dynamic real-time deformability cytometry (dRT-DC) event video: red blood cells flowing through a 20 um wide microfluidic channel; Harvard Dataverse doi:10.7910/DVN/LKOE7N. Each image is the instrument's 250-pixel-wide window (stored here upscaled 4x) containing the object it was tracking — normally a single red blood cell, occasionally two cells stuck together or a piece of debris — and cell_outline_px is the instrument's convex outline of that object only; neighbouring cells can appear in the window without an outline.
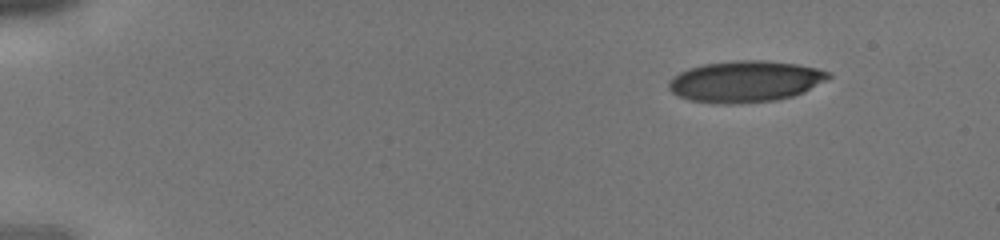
{"species": "human", "species_latin": "Homo sapiens", "temperature_condition": "cold", "stored_images_in_passage": 38, "camera_frame_rate_fps": 3000, "um_per_image_px": 0.085, "donor": {"sex": "male"}, "frame": {"image": 1, "passage_image": 1, "time_ms": 0.0, "image_size_px": [1000, 240], "cell_outline_px": [[832, 76], [828, 80], [804, 92], [792, 96], [776, 100], [732, 104], [716, 104], [688, 100], [676, 96], [668, 88], [668, 84], [672, 76], [688, 68], [704, 64], [736, 60], [764, 60], [796, 64], [816, 68], [832, 72]], "centroid_in_image_um": [63.34, 6.93], "position_along_channel_um": 21.7, "area_um2": 38.84}}
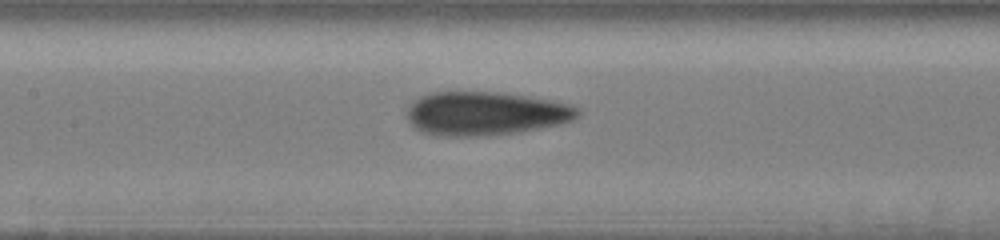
{"frame": {"image": 2, "passage_image": 17, "time_ms": 5.333, "image_size_px": [1000, 240], "cell_outline_px": [[580, 116], [572, 120], [560, 124], [520, 132], [480, 136], [436, 136], [420, 132], [408, 120], [408, 108], [420, 96], [428, 92], [504, 92], [552, 100], [572, 104], [580, 108]], "centroid_in_image_um": [41.3, 9.64], "position_along_channel_um": 166.1, "area_um2": 43.81}}
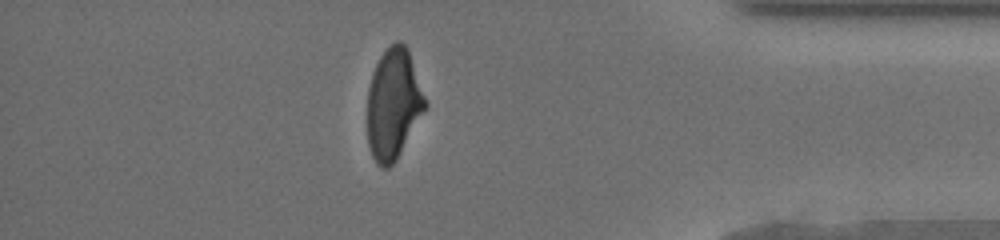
{"frame": {"image": 3, "passage_image": 33, "time_ms": 10.667, "image_size_px": [1000, 240], "cell_outline_px": [[428, 104], [396, 160], [388, 168], [380, 168], [376, 164], [372, 156], [368, 144], [368, 88], [372, 72], [380, 56], [396, 40], [400, 40], [408, 48]], "centroid_in_image_um": [33.44, 8.84], "position_along_channel_um": 401.8, "area_um2": 37.22}}